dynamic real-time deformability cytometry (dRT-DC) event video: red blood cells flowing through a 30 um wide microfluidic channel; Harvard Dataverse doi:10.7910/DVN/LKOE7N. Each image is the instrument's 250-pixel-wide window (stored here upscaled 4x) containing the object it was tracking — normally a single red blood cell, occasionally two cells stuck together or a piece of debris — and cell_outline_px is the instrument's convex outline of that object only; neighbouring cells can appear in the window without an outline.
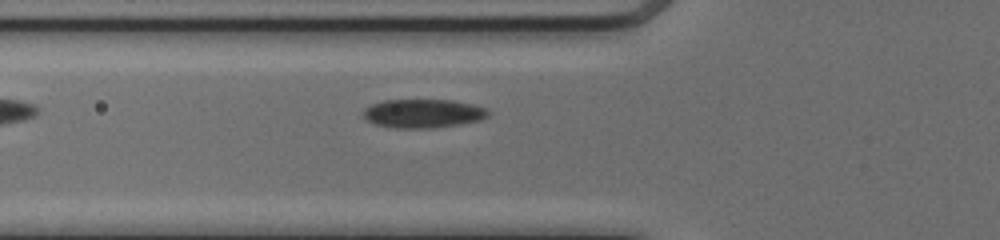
{"species": "common noctule bat (a hibernating species)", "species_latin": "Nyctalus noctula", "temperature_condition": "cold", "stored_images_in_passage": 33, "camera_frame_rate_fps": 3000, "um_per_image_px": 0.085, "animal": {"sex": "female", "body_mass_g": 17.0, "forearm_length_mm": 48.0}, "frame": {"image": 1, "passage_image": 4, "time_ms": 1.0, "image_size_px": [1000, 240], "cell_outline_px": [[492, 112], [488, 116], [480, 120], [460, 124], [432, 128], [396, 128], [376, 124], [368, 120], [364, 116], [364, 108], [372, 104], [384, 100], [452, 100], [472, 104], [484, 108]], "centroid_in_image_um": [35.99, 9.64], "position_along_channel_um": 89.8, "area_um2": 20.81}}
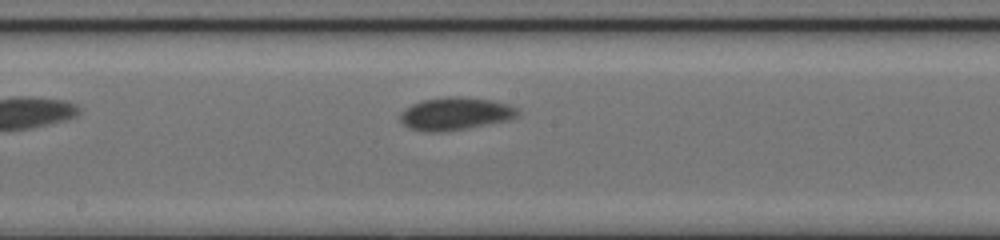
{"frame": {"image": 2, "passage_image": 13, "time_ms": 4.0, "image_size_px": [1000, 240], "cell_outline_px": [[520, 112], [516, 116], [508, 120], [464, 128], [440, 132], [424, 132], [408, 128], [400, 120], [400, 112], [404, 108], [412, 104], [424, 100], [448, 96], [460, 96], [492, 100], [508, 104], [516, 108]], "centroid_in_image_um": [38.66, 9.66], "position_along_channel_um": 209.5, "area_um2": 22.31}}
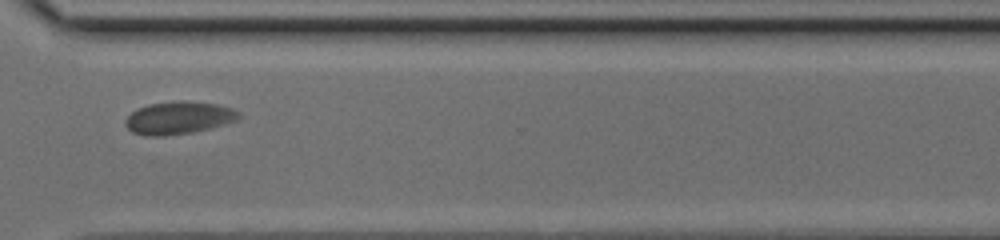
{"frame": {"image": 3, "passage_image": 24, "time_ms": 7.667, "image_size_px": [1000, 240], "cell_outline_px": [[240, 116], [236, 120], [212, 128], [192, 132], [164, 136], [144, 136], [132, 132], [124, 124], [124, 120], [136, 108], [148, 104], [180, 100], [184, 100], [216, 104], [232, 108], [240, 112]], "centroid_in_image_um": [15.16, 10.01], "position_along_channel_um": 355.4, "area_um2": 21.73}}